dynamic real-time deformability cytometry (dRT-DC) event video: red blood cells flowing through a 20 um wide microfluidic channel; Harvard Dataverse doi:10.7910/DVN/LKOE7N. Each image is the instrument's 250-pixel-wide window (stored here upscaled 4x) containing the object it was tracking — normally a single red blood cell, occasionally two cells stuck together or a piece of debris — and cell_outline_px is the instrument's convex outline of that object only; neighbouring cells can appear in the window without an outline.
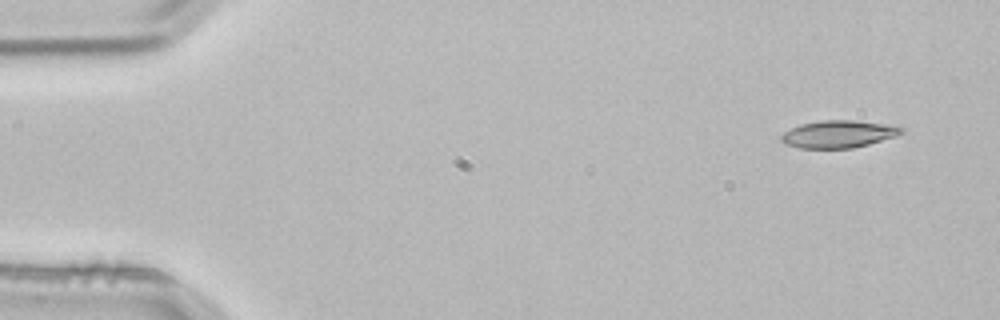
{"species": "common noctule bat (a hibernating species)", "species_latin": "Nyctalus noctula", "temperature_condition": "room temperature", "stored_images_in_passage": 3, "camera_frame_rate_fps": 3000, "um_per_image_px": 0.085, "animal": {"sex": "male", "body_mass_g": 21.5, "forearm_length_mm": 52.0}, "frame": {"image": 1, "passage_image": 1, "time_ms": 0.0, "image_size_px": [1000, 320], "cell_outline_px": [[904, 132], [868, 144], [852, 148], [800, 148], [784, 144], [780, 140], [780, 136], [784, 132], [800, 124], [820, 120], [852, 120], [884, 124], [904, 128]], "centroid_in_image_um": [71.19, 11.4], "position_along_channel_um": 13.8, "area_um2": 18.9}}
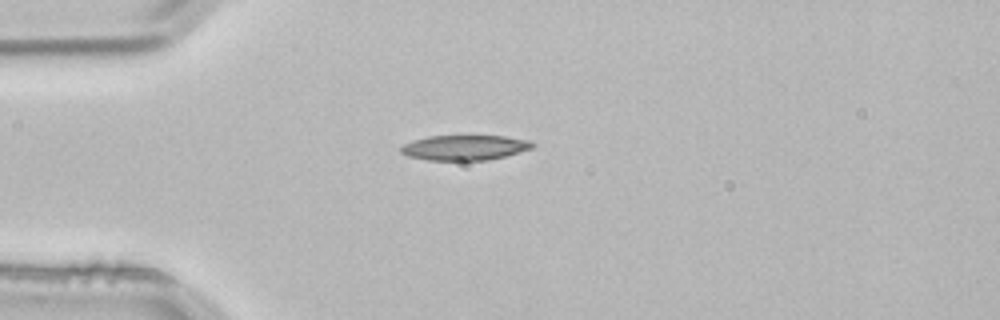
{"frame": {"image": 2, "passage_image": 3, "time_ms": 0.667, "image_size_px": [1000, 320], "cell_outline_px": [[536, 144], [532, 148], [504, 156], [488, 160], [428, 160], [408, 156], [400, 152], [400, 148], [404, 144], [412, 140], [428, 136], [504, 136], [528, 140]], "centroid_in_image_um": [39.47, 12.54], "position_along_channel_um": 45.5, "area_um2": 19.13}}